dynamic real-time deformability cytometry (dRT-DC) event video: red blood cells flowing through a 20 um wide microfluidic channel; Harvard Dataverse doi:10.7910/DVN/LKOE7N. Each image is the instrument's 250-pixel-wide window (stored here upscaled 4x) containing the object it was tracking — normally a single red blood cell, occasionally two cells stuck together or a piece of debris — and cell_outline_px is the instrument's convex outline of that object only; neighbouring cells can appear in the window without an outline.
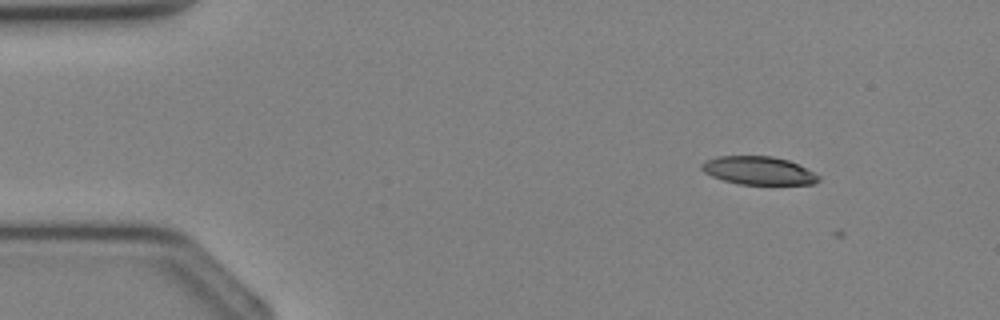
{"species": "Egyptian fruit bat (a non-hibernating species)", "species_latin": "Rousettus aegyptiacus", "temperature_condition": "cold", "stored_images_in_passage": 4, "camera_frame_rate_fps": 3000, "um_per_image_px": 0.085, "animal": {"sex": "female"}, "frame": {"image": 1, "passage_image": 2, "time_ms": 0.333, "image_size_px": [1000, 320], "cell_outline_px": [[820, 180], [812, 184], [740, 184], [724, 180], [712, 176], [704, 172], [700, 168], [700, 164], [704, 160], [720, 156], [772, 156], [788, 160], [820, 176]], "centroid_in_image_um": [64.43, 14.49], "position_along_channel_um": 20.6, "area_um2": 19.02}}